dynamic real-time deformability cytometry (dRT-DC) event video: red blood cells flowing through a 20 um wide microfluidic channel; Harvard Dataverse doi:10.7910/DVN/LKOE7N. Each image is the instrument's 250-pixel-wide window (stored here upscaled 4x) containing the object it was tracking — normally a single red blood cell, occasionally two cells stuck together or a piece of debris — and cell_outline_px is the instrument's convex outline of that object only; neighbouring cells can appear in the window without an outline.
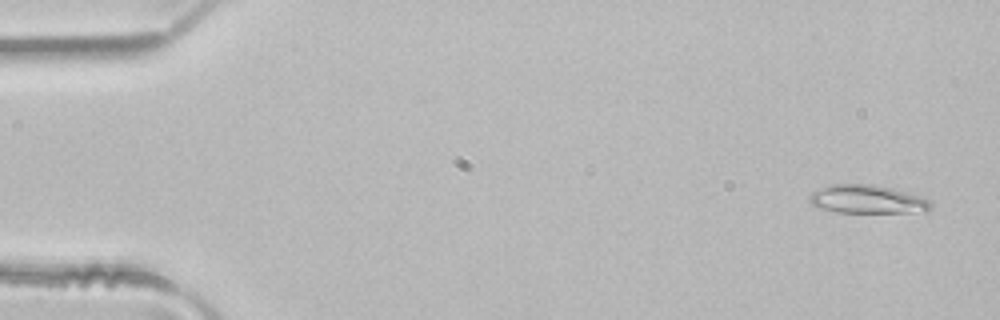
{"species": "common noctule bat (a hibernating species)", "species_latin": "Nyctalus noctula", "temperature_condition": "room temperature", "stored_images_in_passage": 14, "camera_frame_rate_fps": 3000, "um_per_image_px": 0.085, "animal": {"sex": "male", "body_mass_g": 21.5, "forearm_length_mm": 52.0}, "frame": {"image": 1, "passage_image": 3, "time_ms": 0.667, "image_size_px": [1000, 320], "cell_outline_px": [[932, 208], [924, 212], [836, 212], [816, 208], [808, 200], [808, 196], [812, 192], [828, 184], [872, 184], [892, 188], [924, 196], [932, 204]], "centroid_in_image_um": [73.71, 16.93], "position_along_channel_um": 11.3, "area_um2": 20.4}}